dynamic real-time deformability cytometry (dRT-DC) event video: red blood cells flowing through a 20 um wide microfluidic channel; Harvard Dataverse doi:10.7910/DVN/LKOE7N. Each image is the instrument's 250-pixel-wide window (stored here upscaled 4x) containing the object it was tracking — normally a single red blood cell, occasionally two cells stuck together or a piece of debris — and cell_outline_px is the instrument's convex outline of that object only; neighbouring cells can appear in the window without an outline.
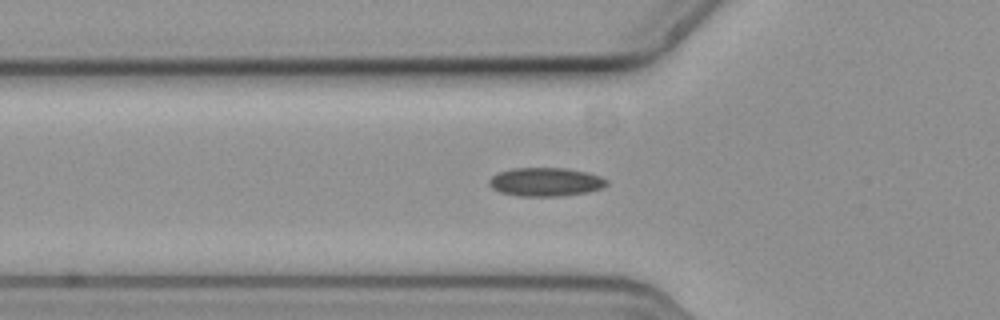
{"species": "common noctule bat (a hibernating species)", "species_latin": "Nyctalus noctula", "temperature_condition": "cold", "stored_images_in_passage": 36, "camera_frame_rate_fps": 3000, "um_per_image_px": 0.085, "animal": {"sex": "female", "body_mass_g": 19.3, "forearm_length_mm": 54.1}, "frame": {"image": 1, "passage_image": 4, "time_ms": 1.0, "image_size_px": [1000, 320], "cell_outline_px": [[608, 184], [604, 188], [588, 192], [564, 196], [520, 196], [500, 192], [492, 188], [488, 184], [488, 180], [492, 176], [500, 172], [512, 168], [568, 168], [600, 176], [608, 180]], "centroid_in_image_um": [46.39, 15.47], "position_along_channel_um": 79.4, "area_um2": 19.71}}
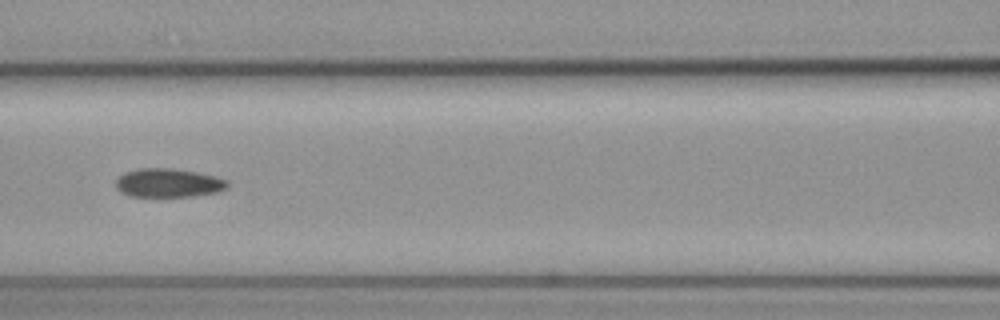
{"frame": {"image": 2, "passage_image": 10, "time_ms": 3.0, "image_size_px": [1000, 320], "cell_outline_px": [[228, 188], [216, 192], [192, 196], [128, 196], [120, 192], [116, 188], [116, 180], [124, 172], [140, 168], [176, 168], [216, 176], [228, 180]], "centroid_in_image_um": [14.31, 15.54], "position_along_channel_um": 152.3, "area_um2": 18.79}}
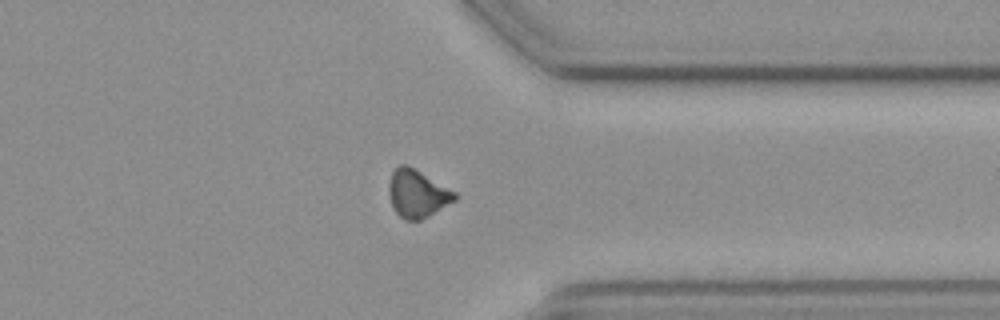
{"frame": {"image": 3, "passage_image": 29, "time_ms": 9.333, "image_size_px": [1000, 320], "cell_outline_px": [[460, 196], [456, 200], [428, 216], [420, 220], [404, 220], [392, 208], [388, 192], [388, 184], [392, 172], [400, 164], [408, 164], [456, 192]], "centroid_in_image_um": [35.46, 16.45], "position_along_channel_um": 375.9, "area_um2": 18.5}}